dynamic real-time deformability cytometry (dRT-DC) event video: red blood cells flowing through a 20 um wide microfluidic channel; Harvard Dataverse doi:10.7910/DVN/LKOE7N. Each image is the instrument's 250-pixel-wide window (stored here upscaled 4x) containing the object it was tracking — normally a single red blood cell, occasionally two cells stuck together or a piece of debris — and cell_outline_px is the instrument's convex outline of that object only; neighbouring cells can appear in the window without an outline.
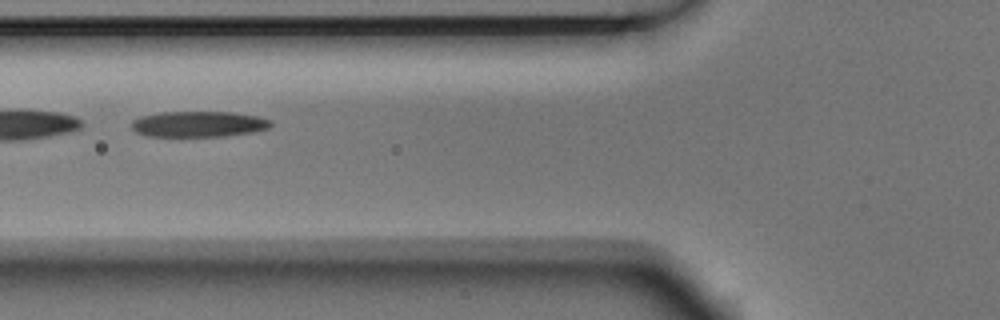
{"species": "Egyptian fruit bat (a non-hibernating species)", "species_latin": "Rousettus aegyptiacus", "temperature_condition": "room temperature", "stored_images_in_passage": 2, "camera_frame_rate_fps": 3000, "um_per_image_px": 0.085, "animal": {"sex": "male"}, "frame": {"image": 1, "passage_image": 2, "time_ms": 0.333, "image_size_px": [1000, 320], "cell_outline_px": [[272, 124], [268, 128], [252, 132], [224, 136], [144, 136], [136, 132], [128, 124], [132, 120], [140, 116], [160, 112], [232, 112], [256, 116], [272, 120]], "centroid_in_image_um": [16.82, 10.54], "position_along_channel_um": 109.0, "area_um2": 21.04}}